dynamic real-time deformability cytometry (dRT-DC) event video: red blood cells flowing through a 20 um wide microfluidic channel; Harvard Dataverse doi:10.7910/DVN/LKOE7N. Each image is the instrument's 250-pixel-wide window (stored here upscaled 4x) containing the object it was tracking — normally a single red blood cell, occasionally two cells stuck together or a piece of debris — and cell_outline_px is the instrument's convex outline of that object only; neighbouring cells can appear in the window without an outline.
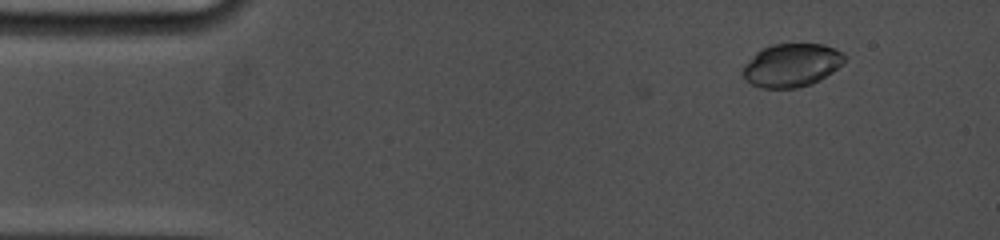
{"species": "common noctule bat (a hibernating species)", "species_latin": "Nyctalus noctula", "temperature_condition": "cold", "stored_images_in_passage": 45, "camera_frame_rate_fps": 5000, "um_per_image_px": 0.085, "animal": {"sex": "female", "body_mass_g": 19.0, "forearm_length_mm": 53.3}, "frame": {"image": 1, "passage_image": 1, "time_ms": 0.0, "image_size_px": [1000, 240], "cell_outline_px": [[848, 56], [844, 64], [820, 80], [812, 84], [796, 88], [760, 88], [744, 80], [744, 64], [760, 48], [772, 44], [824, 44], [844, 52]], "centroid_in_image_um": [67.32, 5.53], "position_along_channel_um": 17.7, "area_um2": 26.01}}
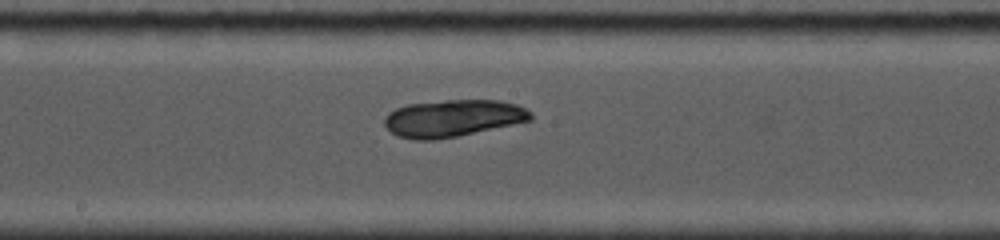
{"frame": {"image": 2, "passage_image": 17, "time_ms": 7.4, "image_size_px": [1000, 240], "cell_outline_px": [[532, 120], [456, 136], [432, 140], [416, 140], [396, 136], [384, 124], [384, 120], [388, 112], [396, 108], [408, 104], [444, 100], [500, 100], [516, 104], [532, 112]], "centroid_in_image_um": [38.48, 10.04], "position_along_channel_um": 209.7, "area_um2": 31.44}}
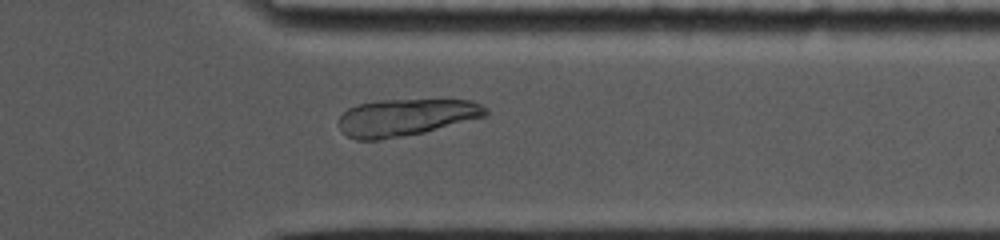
{"frame": {"image": 3, "passage_image": 32, "time_ms": 11.8, "image_size_px": [1000, 240], "cell_outline_px": [[488, 116], [424, 132], [376, 140], [356, 140], [348, 136], [340, 128], [340, 116], [348, 108], [360, 104], [384, 100], [472, 100], [488, 108]], "centroid_in_image_um": [34.55, 9.97], "position_along_channel_um": 376.9, "area_um2": 31.39}}